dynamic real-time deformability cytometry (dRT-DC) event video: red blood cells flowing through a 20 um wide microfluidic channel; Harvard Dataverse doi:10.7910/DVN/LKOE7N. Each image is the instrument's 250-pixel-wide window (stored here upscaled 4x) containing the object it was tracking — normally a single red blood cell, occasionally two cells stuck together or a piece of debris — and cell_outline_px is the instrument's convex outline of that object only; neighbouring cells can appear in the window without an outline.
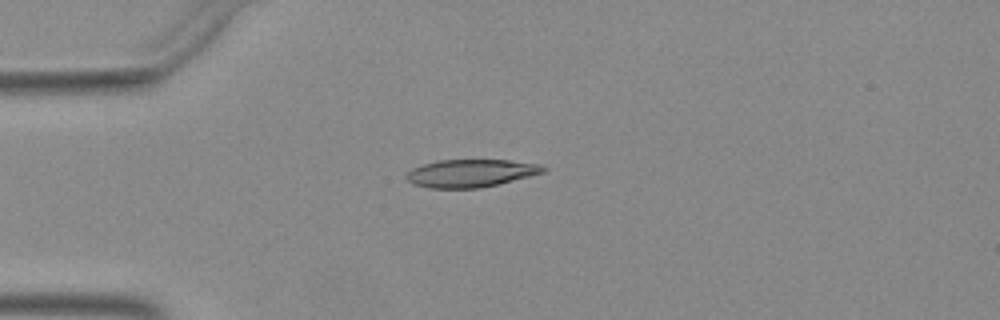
{"species": "Egyptian fruit bat (a non-hibernating species)", "species_latin": "Rousettus aegyptiacus", "temperature_condition": "warm", "stored_images_in_passage": 40, "camera_frame_rate_fps": 3000, "um_per_image_px": 0.085, "animal": {"sex": "female"}, "frame": {"image": 1, "passage_image": 2, "time_ms": 0.333, "image_size_px": [1000, 320], "cell_outline_px": [[548, 168], [544, 172], [480, 188], [432, 188], [412, 184], [404, 176], [412, 168], [436, 160], [508, 160], [540, 164]], "centroid_in_image_um": [39.98, 14.71], "position_along_channel_um": 45.0, "area_um2": 21.96}}
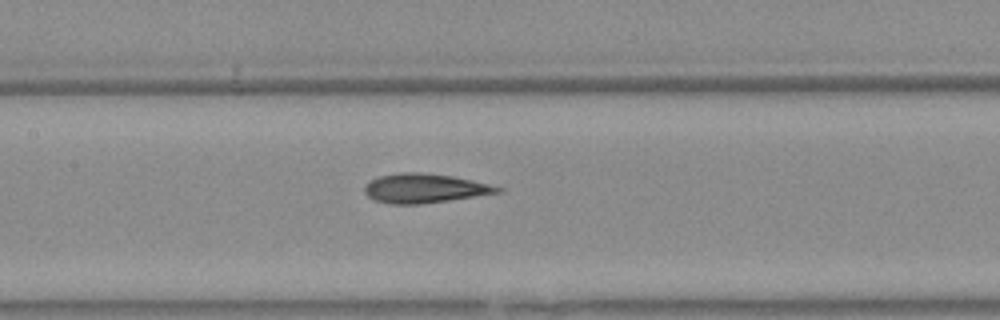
{"frame": {"image": 2, "passage_image": 13, "time_ms": 4.0, "image_size_px": [1000, 320], "cell_outline_px": [[504, 188], [500, 192], [448, 200], [420, 204], [388, 204], [376, 200], [368, 196], [364, 192], [364, 188], [372, 180], [380, 176], [400, 172], [420, 172], [452, 176], [472, 180]], "centroid_in_image_um": [36.07, 16.0], "position_along_channel_um": 171.3, "area_um2": 22.31}}
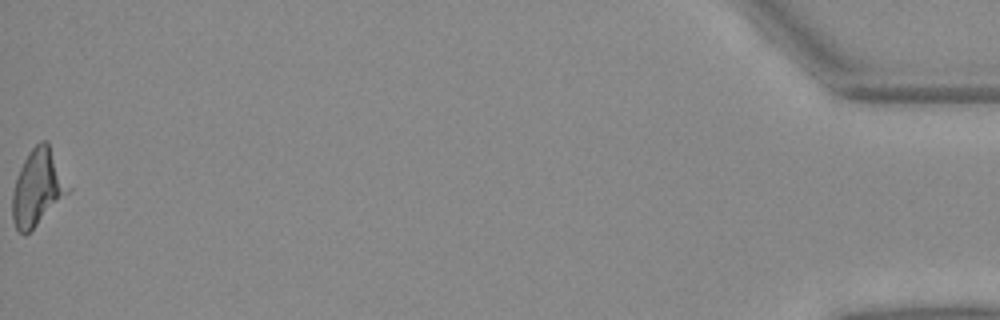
{"frame": {"image": 3, "passage_image": 40, "time_ms": 13.0, "image_size_px": [1000, 320], "cell_outline_px": [[72, 188], [28, 232], [20, 232], [16, 228], [12, 220], [12, 192], [20, 168], [28, 152], [40, 140], [48, 140]], "centroid_in_image_um": [3.21, 15.86], "position_along_channel_um": 432.0, "area_um2": 24.45}}